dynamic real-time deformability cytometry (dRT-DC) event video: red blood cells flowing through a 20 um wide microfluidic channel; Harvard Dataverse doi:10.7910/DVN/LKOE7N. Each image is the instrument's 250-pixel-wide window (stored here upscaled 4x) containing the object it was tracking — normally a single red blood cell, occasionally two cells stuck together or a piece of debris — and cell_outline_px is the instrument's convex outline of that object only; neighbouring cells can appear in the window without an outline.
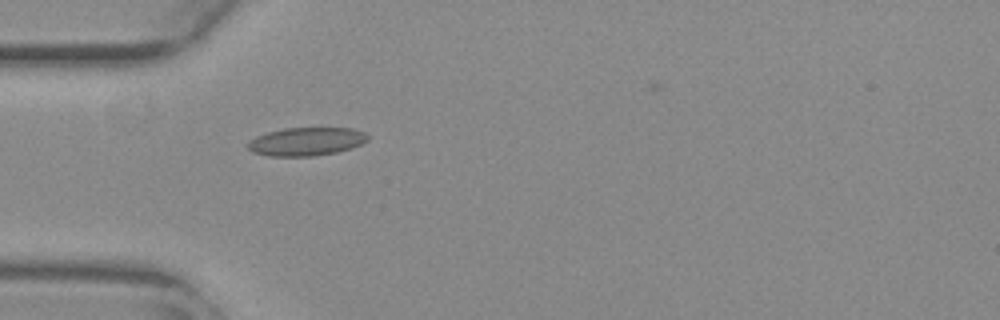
{"species": "common noctule bat (a hibernating species)", "species_latin": "Nyctalus noctula", "temperature_condition": "warm", "stored_images_in_passage": 35, "camera_frame_rate_fps": 3000, "um_per_image_px": 0.085, "animal": {"sex": "female", "body_mass_g": 29.2, "forearm_length_mm": 56.3}, "frame": {"image": 1, "passage_image": 1, "time_ms": 0.0, "image_size_px": [1000, 320], "cell_outline_px": [[368, 140], [352, 148], [336, 152], [312, 156], [268, 156], [252, 152], [248, 148], [248, 144], [256, 136], [268, 132], [284, 128], [352, 128], [364, 132], [368, 136]], "centroid_in_image_um": [26.04, 12.03], "position_along_channel_um": 59.0, "area_um2": 19.65}}
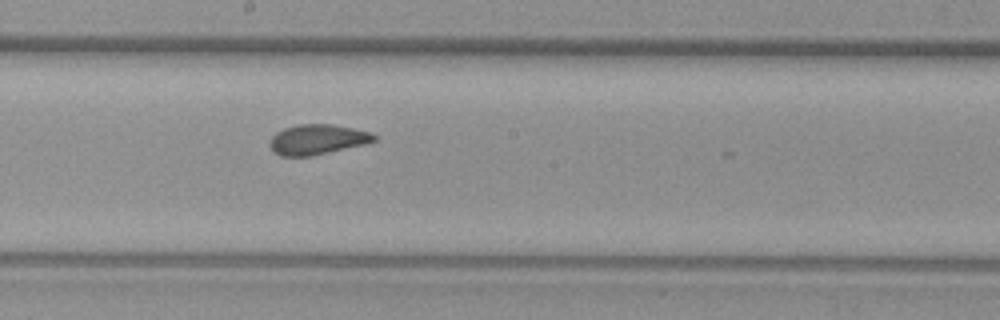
{"frame": {"image": 2, "passage_image": 14, "time_ms": 4.333, "image_size_px": [1000, 320], "cell_outline_px": [[376, 140], [364, 144], [312, 156], [280, 156], [272, 152], [268, 144], [268, 140], [276, 132], [284, 128], [300, 124], [332, 124], [372, 132], [376, 136]], "centroid_in_image_um": [26.92, 11.86], "position_along_channel_um": 221.3, "area_um2": 18.44}}
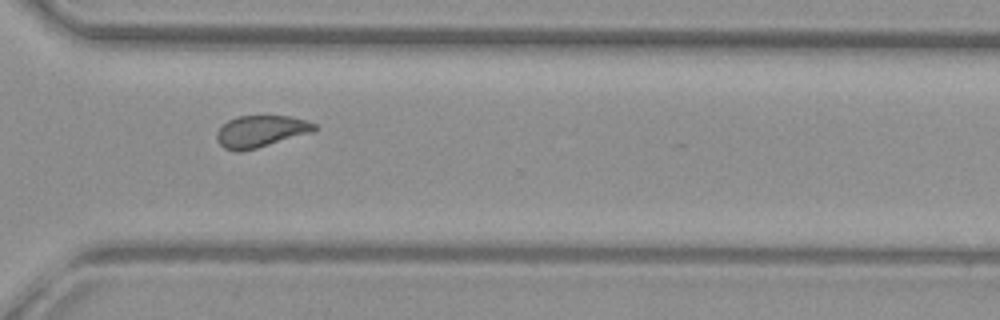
{"frame": {"image": 3, "passage_image": 24, "time_ms": 7.667, "image_size_px": [1000, 320], "cell_outline_px": [[320, 128], [312, 132], [256, 148], [240, 152], [224, 148], [216, 140], [216, 132], [228, 120], [236, 116], [292, 116], [308, 120], [316, 124]], "centroid_in_image_um": [22.19, 11.15], "position_along_channel_um": 348.4, "area_um2": 18.15}, "authors_computed_cell_mechanics": {"area_um2": 18.3804, "velocity_mm_per_s": 3.8193, "shape_relaxation_time_tau1_ms": 5.0643, "shape_relaxation_time_tau2_ms": 1.1377, "deformation_change_tau1": 0.145, "deformation_change_tau2": 0.075}}